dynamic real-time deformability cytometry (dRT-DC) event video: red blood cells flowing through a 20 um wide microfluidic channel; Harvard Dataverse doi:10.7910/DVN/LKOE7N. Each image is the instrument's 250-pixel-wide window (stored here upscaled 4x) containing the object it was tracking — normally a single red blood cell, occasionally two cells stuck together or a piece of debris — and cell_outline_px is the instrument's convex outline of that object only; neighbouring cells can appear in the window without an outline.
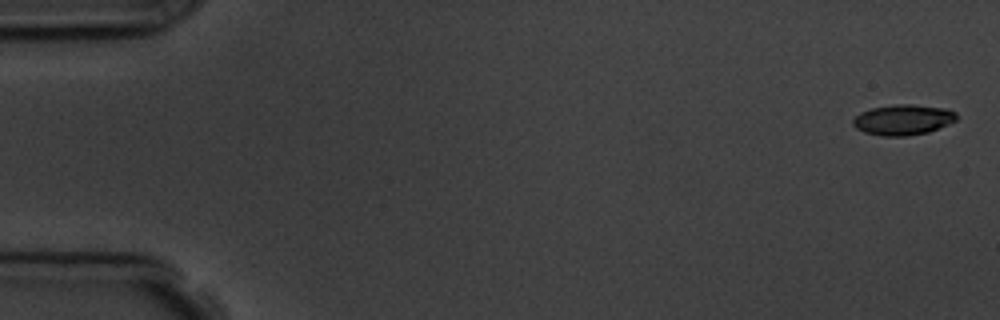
{"species": "common noctule bat (a hibernating species)", "species_latin": "Nyctalus noctula", "temperature_condition": "room temperature", "stored_images_in_passage": 15, "camera_frame_rate_fps": 3000, "um_per_image_px": 0.085, "animal": {"sex": "male", "body_mass_g": 19.5, "forearm_length_mm": 54.6}, "frame": {"image": 1, "passage_image": 1, "time_ms": 0.0, "image_size_px": [1000, 320], "cell_outline_px": [[956, 120], [948, 124], [928, 132], [908, 136], [880, 136], [864, 132], [856, 128], [852, 124], [852, 120], [860, 112], [872, 108], [896, 104], [912, 104], [948, 108], [956, 112]], "centroid_in_image_um": [76.75, 10.18], "position_along_channel_um": 8.2, "area_um2": 18.5}}
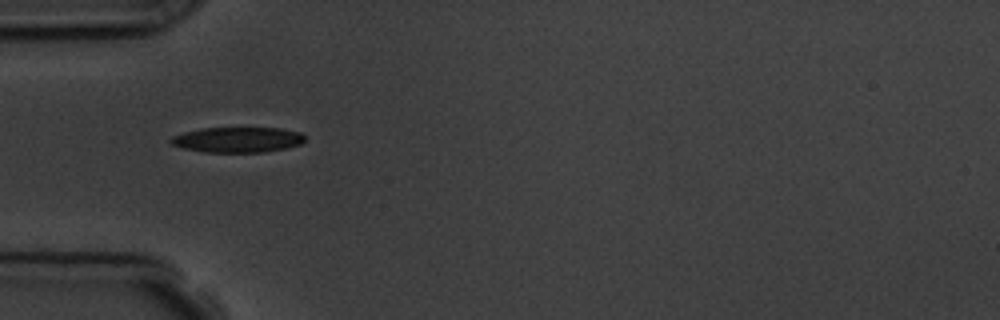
{"frame": {"image": 2, "passage_image": 5, "time_ms": 5.333, "image_size_px": [1000, 320], "cell_outline_px": [[304, 140], [300, 144], [288, 148], [264, 152], [204, 152], [184, 148], [172, 144], [168, 140], [172, 136], [184, 132], [200, 128], [280, 128], [300, 132], [304, 136]], "centroid_in_image_um": [20.19, 11.87], "position_along_channel_um": 64.8, "area_um2": 19.83}}
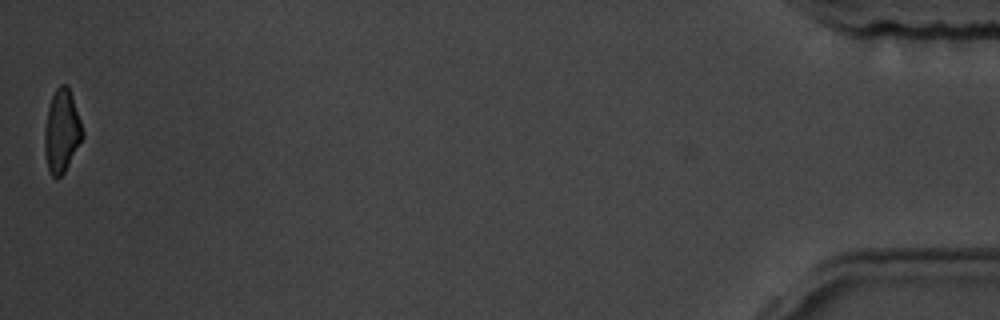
{"frame": {"image": 3, "passage_image": 15, "time_ms": 17.667, "image_size_px": [1000, 320], "cell_outline_px": [[84, 136], [64, 172], [60, 176], [52, 176], [48, 168], [44, 152], [44, 128], [48, 108], [52, 96], [56, 88], [60, 84], [68, 84], [84, 132]], "centroid_in_image_um": [5.24, 11.12], "position_along_channel_um": 430.0, "area_um2": 18.21}, "authors_computed_cell_mechanics": {"area_um2": 19.7676, "velocity_mm_per_s": 3.7415, "shape_relaxation_time_tau1_ms": 3.3301, "shape_relaxation_time_tau2_ms": null, "deformation_change_tau1": 0.1157, "deformation_change_tau2": null}}